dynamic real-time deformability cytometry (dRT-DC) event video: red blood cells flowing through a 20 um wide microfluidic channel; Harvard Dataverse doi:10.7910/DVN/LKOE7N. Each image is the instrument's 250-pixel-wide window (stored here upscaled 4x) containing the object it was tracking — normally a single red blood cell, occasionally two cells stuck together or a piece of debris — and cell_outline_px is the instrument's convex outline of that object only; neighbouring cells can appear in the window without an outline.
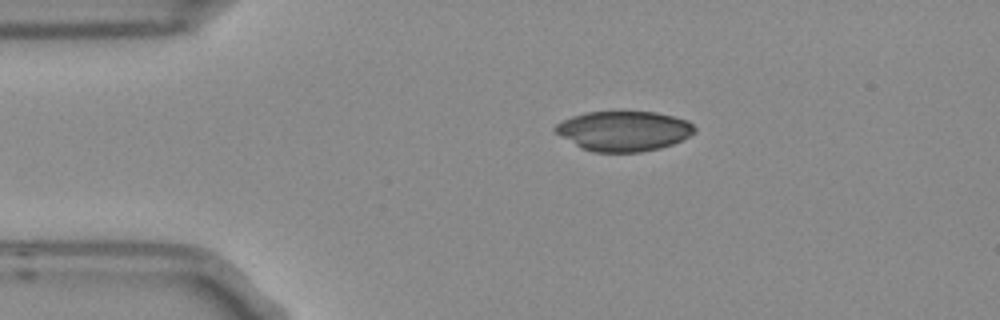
{"species": "Egyptian fruit bat (a non-hibernating species)", "species_latin": "Rousettus aegyptiacus", "temperature_condition": "room temperature", "stored_images_in_passage": 2, "camera_frame_rate_fps": 3000, "um_per_image_px": 0.085, "frame": {"image": 1, "passage_image": 1, "time_ms": 0.0, "image_size_px": [1000, 320], "cell_outline_px": [[696, 132], [672, 144], [660, 148], [640, 152], [592, 152], [580, 148], [556, 132], [552, 128], [556, 124], [572, 116], [588, 112], [656, 112], [688, 120], [696, 128]], "centroid_in_image_um": [53.02, 11.14], "position_along_channel_um": 32.0, "area_um2": 32.31}}